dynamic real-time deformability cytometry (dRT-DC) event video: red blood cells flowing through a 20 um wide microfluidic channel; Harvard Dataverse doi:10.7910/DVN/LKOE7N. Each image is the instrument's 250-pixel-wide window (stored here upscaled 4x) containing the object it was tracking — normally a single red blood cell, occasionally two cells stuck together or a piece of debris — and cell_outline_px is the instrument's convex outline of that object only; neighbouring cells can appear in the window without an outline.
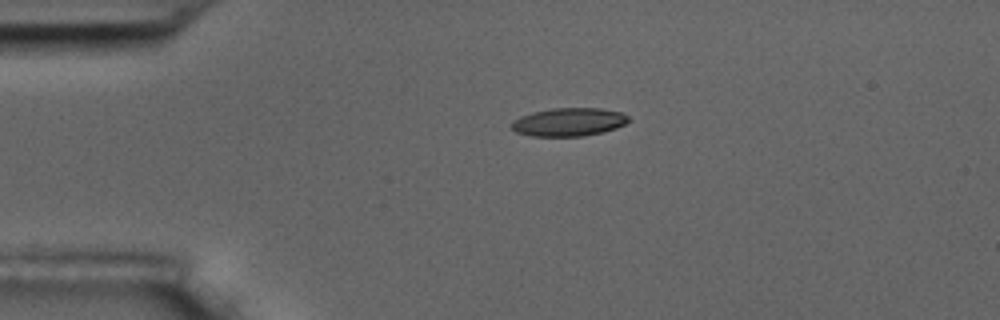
{"species": "common noctule bat (a hibernating species)", "species_latin": "Nyctalus noctula", "temperature_condition": "room temperature", "stored_images_in_passage": 6, "camera_frame_rate_fps": 3000, "um_per_image_px": 0.085, "animal": {"sex": "male", "body_mass_g": 17.5, "forearm_length_mm": 52.3}, "frame": {"image": 1, "passage_image": 6, "time_ms": 6.667, "image_size_px": [1000, 320], "cell_outline_px": [[628, 120], [624, 124], [616, 128], [604, 132], [584, 136], [532, 136], [516, 132], [508, 128], [512, 120], [520, 116], [532, 112], [552, 108], [600, 108], [624, 112], [628, 116]], "centroid_in_image_um": [48.31, 10.37], "position_along_channel_um": 36.7, "area_um2": 19.54}}